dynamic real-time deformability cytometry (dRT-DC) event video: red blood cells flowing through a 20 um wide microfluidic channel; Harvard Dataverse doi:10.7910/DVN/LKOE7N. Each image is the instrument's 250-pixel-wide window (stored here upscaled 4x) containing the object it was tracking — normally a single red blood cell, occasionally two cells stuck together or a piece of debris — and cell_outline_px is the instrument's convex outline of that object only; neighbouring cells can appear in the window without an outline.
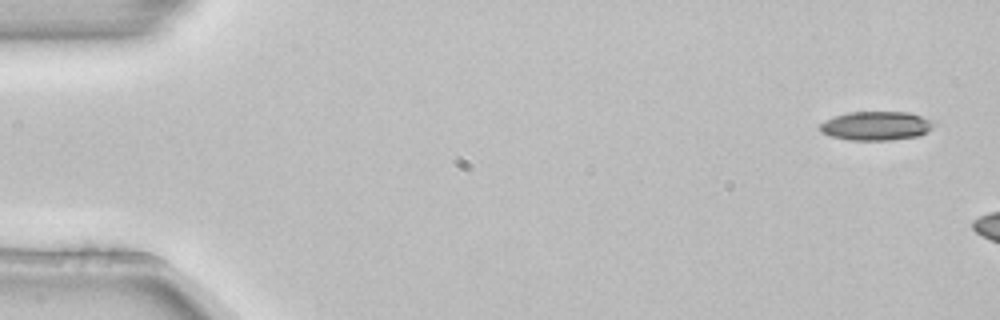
{"species": "common noctule bat (a hibernating species)", "species_latin": "Nyctalus noctula", "temperature_condition": "room temperature", "stored_images_in_passage": 5, "camera_frame_rate_fps": 3000, "um_per_image_px": 0.085, "animal": {"sex": "female", "body_mass_g": 22.7, "forearm_length_mm": 54.2}, "frame": {"image": 1, "passage_image": 1, "time_ms": 0.0, "image_size_px": [1000, 320], "cell_outline_px": [[936, 124], [928, 132], [920, 136], [888, 140], [848, 140], [832, 136], [820, 132], [820, 124], [824, 120], [848, 112], [908, 112], [936, 120]], "centroid_in_image_um": [74.53, 10.69], "position_along_channel_um": 10.5, "area_um2": 19.42}}